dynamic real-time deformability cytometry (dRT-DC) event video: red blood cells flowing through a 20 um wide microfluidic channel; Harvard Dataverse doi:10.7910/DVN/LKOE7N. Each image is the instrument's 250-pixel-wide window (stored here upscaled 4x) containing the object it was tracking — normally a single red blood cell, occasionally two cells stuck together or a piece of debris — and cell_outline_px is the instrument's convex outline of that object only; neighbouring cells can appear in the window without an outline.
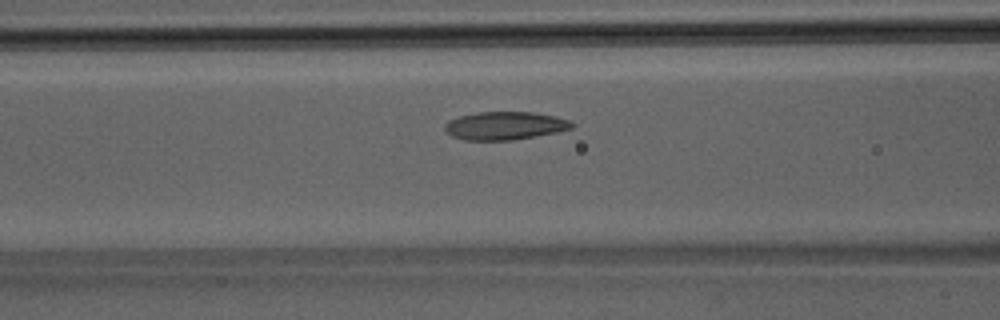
{"species": "Egyptian fruit bat (a non-hibernating species)", "species_latin": "Rousettus aegyptiacus", "temperature_condition": "room temperature", "stored_images_in_passage": 35, "camera_frame_rate_fps": 3000, "um_per_image_px": 0.085, "animal": {"sex": "male"}, "frame": {"image": 1, "passage_image": 11, "time_ms": 3.333, "image_size_px": [1000, 320], "cell_outline_px": [[576, 124], [572, 128], [556, 132], [512, 140], [464, 140], [452, 136], [444, 128], [444, 124], [448, 120], [460, 116], [476, 112], [532, 112], [556, 116], [572, 120]], "centroid_in_image_um": [42.93, 10.68], "position_along_channel_um": 123.7, "area_um2": 20.87}}
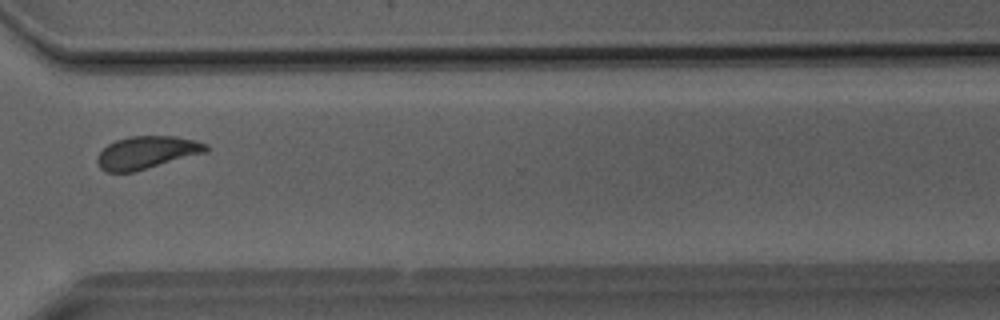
{"frame": {"image": 2, "passage_image": 25, "time_ms": 8.0, "image_size_px": [1000, 320], "cell_outline_px": [[208, 152], [132, 172], [104, 172], [100, 168], [96, 160], [96, 156], [108, 144], [116, 140], [128, 136], [176, 136], [196, 140], [208, 144]], "centroid_in_image_um": [12.48, 12.96], "position_along_channel_um": 358.1, "area_um2": 20.81}}
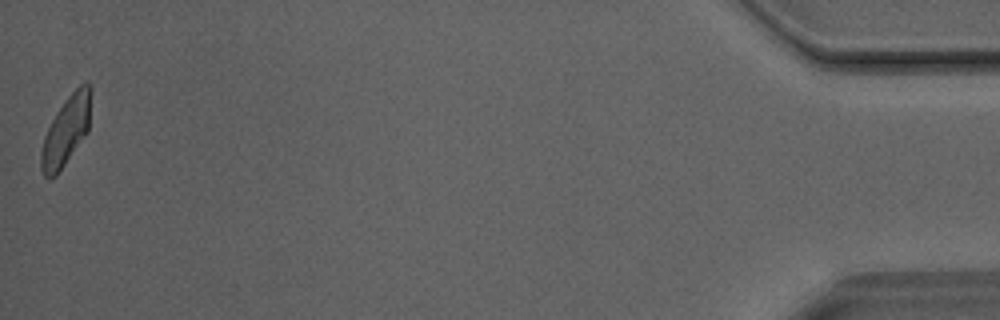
{"frame": {"image": 3, "passage_image": 35, "time_ms": 11.333, "image_size_px": [1000, 320], "cell_outline_px": [[92, 92], [88, 132], [56, 176], [48, 180], [44, 176], [40, 168], [40, 152], [44, 136], [56, 112], [64, 100], [80, 84], [88, 80], [92, 88]], "centroid_in_image_um": [5.63, 11.1], "position_along_channel_um": 429.6, "area_um2": 20.4}}